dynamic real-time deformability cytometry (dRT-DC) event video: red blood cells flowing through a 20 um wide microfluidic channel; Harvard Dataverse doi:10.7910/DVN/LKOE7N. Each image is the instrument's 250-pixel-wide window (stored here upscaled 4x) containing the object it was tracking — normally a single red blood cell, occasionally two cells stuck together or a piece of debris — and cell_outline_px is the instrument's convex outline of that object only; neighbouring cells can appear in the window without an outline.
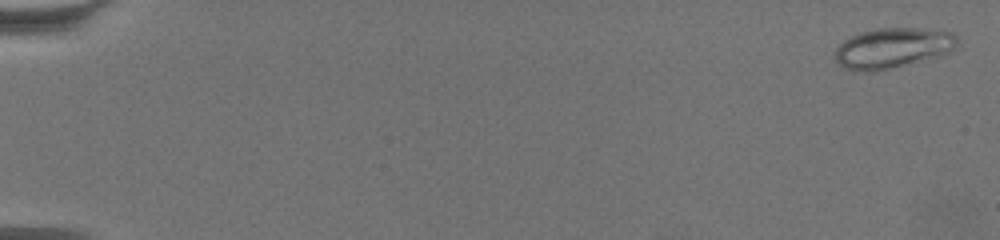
{"species": "common noctule bat (a hibernating species)", "species_latin": "Nyctalus noctula", "temperature_condition": "warm", "stored_images_in_passage": 64, "camera_frame_rate_fps": 3000, "um_per_image_px": 0.085, "animal": {"sex": "female", "body_mass_g": 19.5, "forearm_length_mm": 54.1}, "frame": {"image": 1, "passage_image": 2, "time_ms": 0.333, "image_size_px": [1000, 240], "cell_outline_px": [[956, 48], [940, 56], [876, 72], [856, 72], [844, 68], [836, 64], [832, 56], [832, 52], [844, 40], [860, 32], [876, 28], [920, 28], [952, 32], [956, 36]], "centroid_in_image_um": [75.8, 4.1], "position_along_channel_um": 9.2, "area_um2": 29.19}}
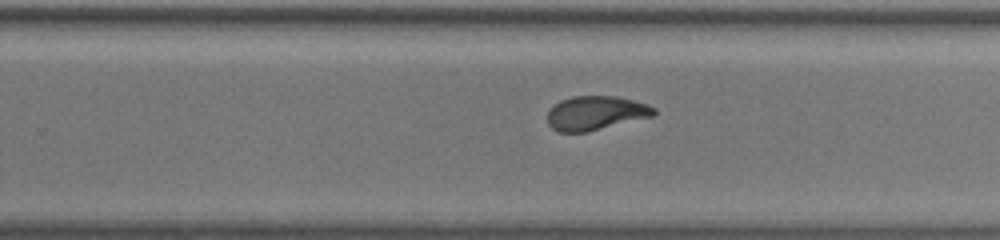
{"frame": {"image": 2, "passage_image": 43, "time_ms": 14.0, "image_size_px": [1000, 240], "cell_outline_px": [[656, 112], [652, 116], [584, 132], [560, 132], [552, 128], [548, 124], [548, 112], [560, 100], [572, 96], [616, 96], [648, 104], [656, 108]], "centroid_in_image_um": [50.63, 9.59], "position_along_channel_um": 279.2, "area_um2": 20.81}}
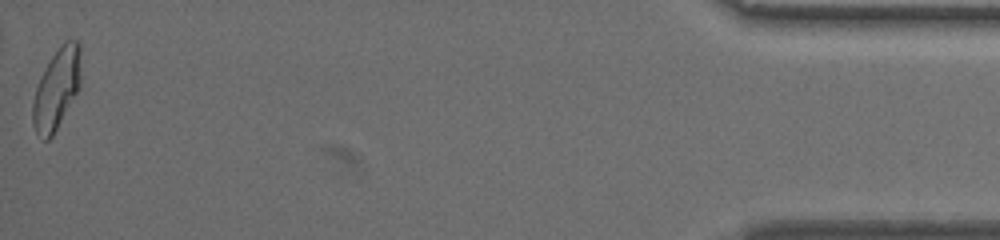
{"frame": {"image": 3, "passage_image": 64, "time_ms": 21.0, "image_size_px": [1000, 240], "cell_outline_px": [[80, 88], [52, 136], [48, 140], [44, 140], [36, 132], [32, 124], [32, 104], [36, 88], [40, 76], [44, 68], [60, 44], [64, 40], [76, 40], [80, 44]], "centroid_in_image_um": [4.81, 7.53], "position_along_channel_um": 430.4, "area_um2": 22.66}, "authors_computed_cell_mechanics": {"area_um2": 22.0796, "velocity_mm_per_s": 3.3736, "shape_relaxation_time_tau1_ms": 5.9976, "shape_relaxation_time_tau2_ms": 1.2767, "deformation_change_tau1": 0.1963, "deformation_change_tau2": 0.0618}}